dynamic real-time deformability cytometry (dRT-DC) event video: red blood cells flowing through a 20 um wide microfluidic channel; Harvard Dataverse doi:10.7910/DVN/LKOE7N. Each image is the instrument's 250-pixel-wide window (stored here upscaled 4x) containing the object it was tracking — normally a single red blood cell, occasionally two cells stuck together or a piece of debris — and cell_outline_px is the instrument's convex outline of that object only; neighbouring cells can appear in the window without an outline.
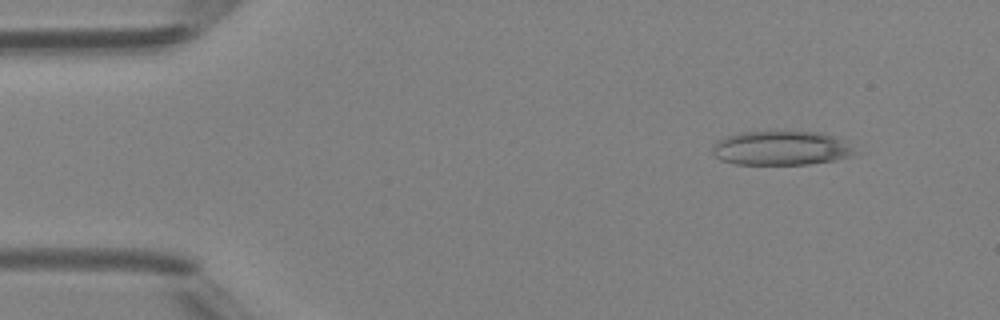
{"species": "Egyptian fruit bat (a non-hibernating species)", "species_latin": "Rousettus aegyptiacus", "temperature_condition": "room temperature", "stored_images_in_passage": 5, "camera_frame_rate_fps": 3000, "um_per_image_px": 0.085, "animal": {"sex": "female"}, "frame": {"image": 1, "passage_image": 2, "time_ms": 1.0, "image_size_px": [1000, 320], "cell_outline_px": [[860, 152], [836, 160], [808, 164], [736, 164], [720, 160], [712, 152], [712, 148], [716, 140], [740, 132], [820, 132], [844, 140]], "centroid_in_image_um": [66.41, 12.59], "position_along_channel_um": 18.6, "area_um2": 28.38}}